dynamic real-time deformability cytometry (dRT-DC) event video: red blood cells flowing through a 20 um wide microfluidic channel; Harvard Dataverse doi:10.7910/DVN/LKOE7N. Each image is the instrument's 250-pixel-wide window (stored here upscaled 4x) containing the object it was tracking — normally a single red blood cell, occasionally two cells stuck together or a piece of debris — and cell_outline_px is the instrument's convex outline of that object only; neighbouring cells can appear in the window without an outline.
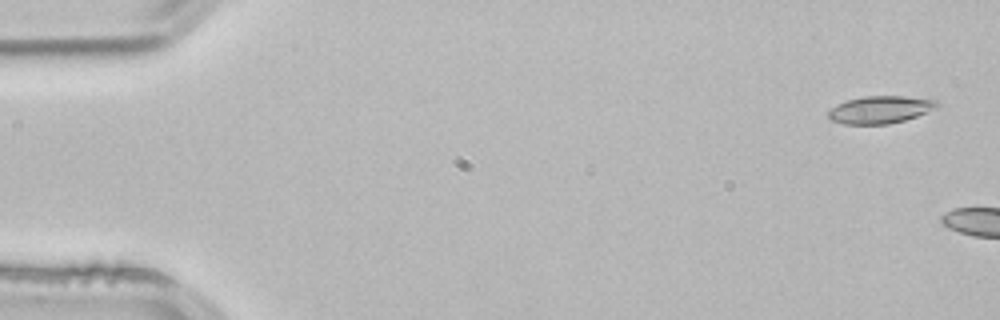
{"species": "common noctule bat (a hibernating species)", "species_latin": "Nyctalus noctula", "temperature_condition": "room temperature", "stored_images_in_passage": 2, "camera_frame_rate_fps": 3000, "um_per_image_px": 0.085, "animal": {"sex": "male", "body_mass_g": 21.5, "forearm_length_mm": 52.0}, "frame": {"image": 1, "passage_image": 1, "time_ms": 0.0, "image_size_px": [1000, 320], "cell_outline_px": [[940, 108], [904, 120], [888, 124], [844, 124], [832, 120], [828, 116], [828, 112], [836, 104], [848, 100], [864, 96], [904, 96], [936, 100], [940, 104]], "centroid_in_image_um": [74.86, 9.32], "position_along_channel_um": 10.1, "area_um2": 17.4}}